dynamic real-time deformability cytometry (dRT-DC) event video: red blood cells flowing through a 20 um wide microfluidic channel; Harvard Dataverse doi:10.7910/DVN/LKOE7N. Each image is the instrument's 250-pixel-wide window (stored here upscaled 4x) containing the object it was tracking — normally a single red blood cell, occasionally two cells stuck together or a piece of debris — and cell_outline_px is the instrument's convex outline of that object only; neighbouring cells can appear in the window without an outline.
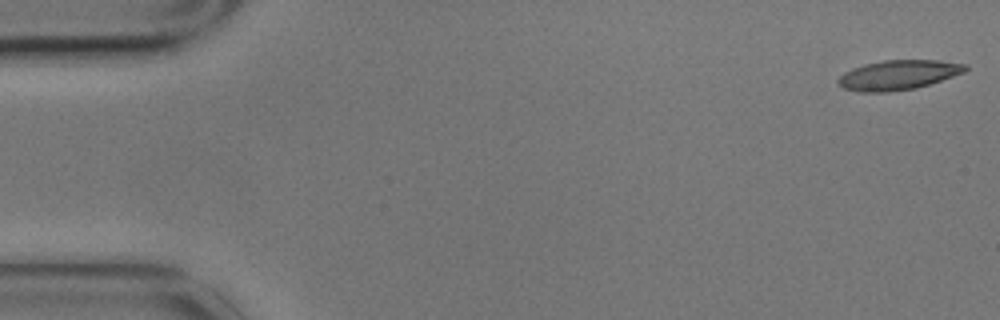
{"species": "common noctule bat (a hibernating species)", "species_latin": "Nyctalus noctula", "temperature_condition": "cold", "stored_images_in_passage": 6, "camera_frame_rate_fps": 3000, "um_per_image_px": 0.085, "animal": {"sex": "male", "body_mass_g": 17.9}, "frame": {"image": 1, "passage_image": 1, "time_ms": 0.0, "image_size_px": [1000, 320], "cell_outline_px": [[968, 68], [964, 72], [916, 88], [888, 92], [860, 92], [844, 88], [836, 84], [836, 80], [844, 72], [852, 68], [864, 64], [884, 60], [940, 60], [968, 64]], "centroid_in_image_um": [76.32, 6.37], "position_along_channel_um": 8.7, "area_um2": 22.02}}
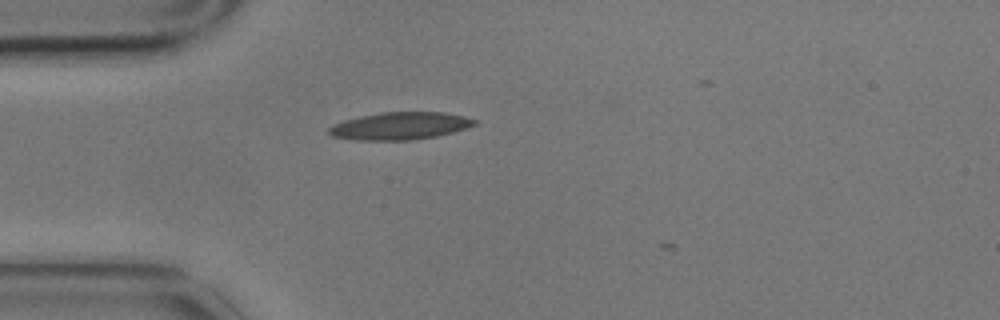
{"frame": {"image": 2, "passage_image": 4, "time_ms": 1.0, "image_size_px": [1000, 320], "cell_outline_px": [[480, 120], [476, 124], [452, 132], [436, 136], [412, 140], [356, 140], [332, 136], [328, 132], [328, 128], [332, 124], [344, 120], [360, 116], [384, 112], [444, 112], [464, 116]], "centroid_in_image_um": [34.0, 10.7], "position_along_channel_um": 51.0, "area_um2": 23.29}}